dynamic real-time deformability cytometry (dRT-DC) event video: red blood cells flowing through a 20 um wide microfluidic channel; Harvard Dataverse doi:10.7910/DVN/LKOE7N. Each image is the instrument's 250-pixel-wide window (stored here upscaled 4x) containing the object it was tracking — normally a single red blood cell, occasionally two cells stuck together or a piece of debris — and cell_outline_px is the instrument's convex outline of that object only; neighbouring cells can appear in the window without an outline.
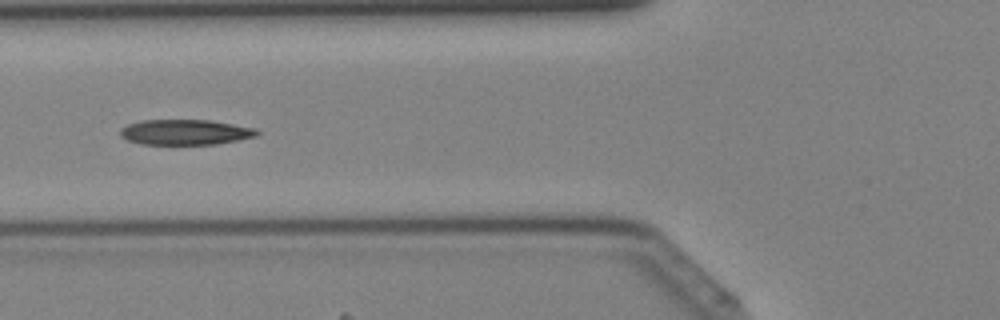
{"species": "Egyptian fruit bat (a non-hibernating species)", "species_latin": "Rousettus aegyptiacus", "temperature_condition": "cold", "stored_images_in_passage": 33, "camera_frame_rate_fps": 3000, "um_per_image_px": 0.085, "animal": {"sex": "female"}, "frame": {"image": 1, "passage_image": 12, "time_ms": 3.667, "image_size_px": [1000, 320], "cell_outline_px": [[260, 132], [256, 136], [216, 144], [144, 144], [128, 140], [120, 136], [120, 128], [128, 124], [140, 120], [212, 120], [256, 128]], "centroid_in_image_um": [15.74, 11.22], "position_along_channel_um": 110.1, "area_um2": 20.17}}
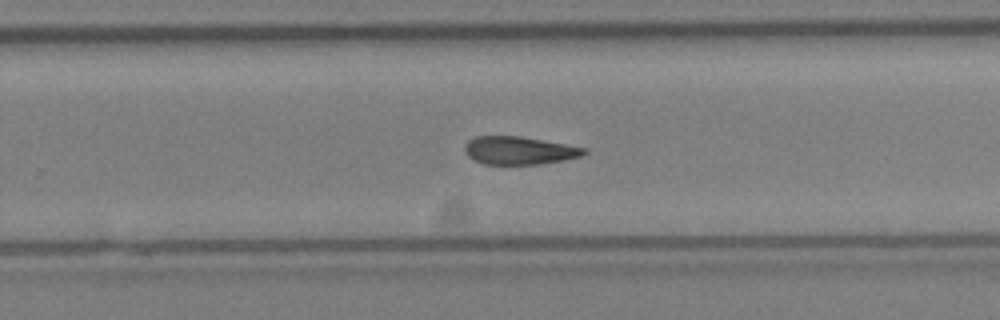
{"frame": {"image": 2, "passage_image": 23, "time_ms": 7.333, "image_size_px": [1000, 320], "cell_outline_px": [[588, 152], [580, 156], [564, 160], [540, 164], [484, 164], [468, 156], [464, 148], [464, 144], [468, 140], [476, 136], [520, 136], [588, 148]], "centroid_in_image_um": [44.14, 12.78], "position_along_channel_um": 285.7, "area_um2": 19.42}}
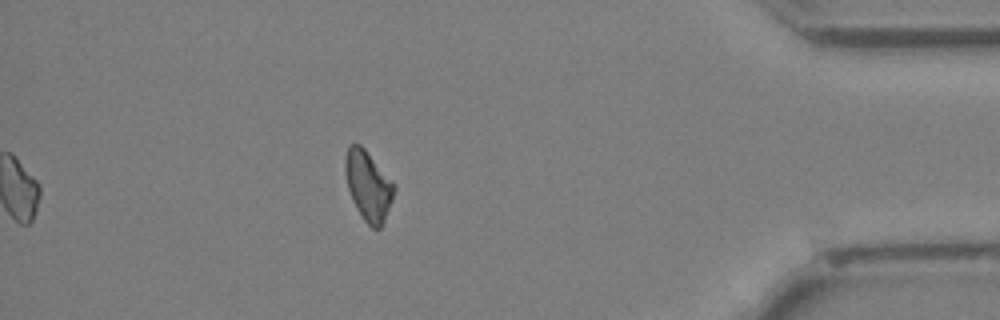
{"frame": {"image": 3, "passage_image": 33, "time_ms": 10.667, "image_size_px": [1000, 320], "cell_outline_px": [[396, 188], [392, 200], [384, 220], [380, 228], [372, 228], [364, 220], [356, 208], [352, 200], [348, 188], [344, 172], [344, 160], [348, 144], [360, 144], [364, 148], [392, 180]], "centroid_in_image_um": [31.28, 15.76], "position_along_channel_um": 403.9, "area_um2": 19.83}}